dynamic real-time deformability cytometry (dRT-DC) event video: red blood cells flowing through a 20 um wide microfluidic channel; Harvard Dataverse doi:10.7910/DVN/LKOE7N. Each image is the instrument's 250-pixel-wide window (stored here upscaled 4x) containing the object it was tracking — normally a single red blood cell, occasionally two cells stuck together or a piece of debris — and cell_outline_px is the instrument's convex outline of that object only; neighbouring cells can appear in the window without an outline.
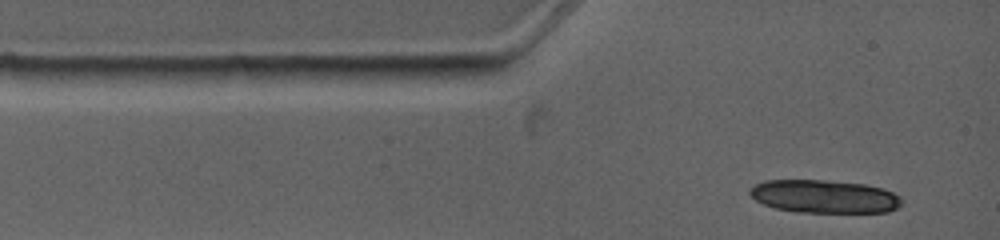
{"species": "common noctule bat (a hibernating species)", "species_latin": "Nyctalus noctula", "temperature_condition": "warm", "stored_images_in_passage": 1, "camera_frame_rate_fps": 4500, "um_per_image_px": 0.085, "animal": {"sex": "female", "body_mass_g": 19.0, "forearm_length_mm": 53.3}, "frame": {"image": 1, "passage_image": 1, "time_ms": 0.0, "image_size_px": [1000, 240], "cell_outline_px": [[904, 200], [896, 208], [888, 212], [796, 212], [776, 208], [764, 204], [756, 200], [748, 192], [756, 184], [764, 180], [824, 180], [864, 184], [884, 188], [900, 196]], "centroid_in_image_um": [70.09, 16.7], "position_along_channel_um": 14.9, "area_um2": 29.25}}